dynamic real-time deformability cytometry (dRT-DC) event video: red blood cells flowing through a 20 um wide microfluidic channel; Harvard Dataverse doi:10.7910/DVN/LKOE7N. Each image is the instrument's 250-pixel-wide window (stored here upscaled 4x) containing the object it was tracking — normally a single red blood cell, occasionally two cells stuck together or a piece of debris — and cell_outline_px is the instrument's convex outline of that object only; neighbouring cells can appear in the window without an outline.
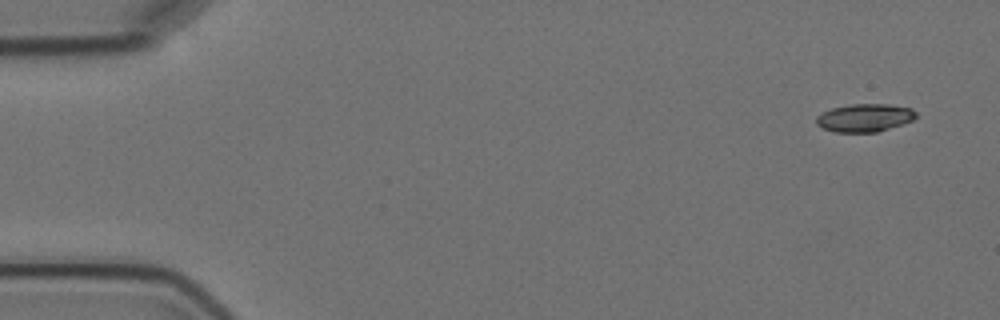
{"species": "Egyptian fruit bat (a non-hibernating species)", "species_latin": "Rousettus aegyptiacus", "temperature_condition": "cold", "stored_images_in_passage": 6, "camera_frame_rate_fps": 3000, "um_per_image_px": 0.085, "animal": {"sex": "female"}, "frame": {"image": 1, "passage_image": 1, "time_ms": 0.0, "image_size_px": [1000, 320], "cell_outline_px": [[916, 116], [912, 120], [876, 132], [836, 132], [824, 128], [816, 124], [816, 116], [832, 108], [852, 104], [888, 104], [912, 108], [916, 112]], "centroid_in_image_um": [73.49, 10.0], "position_along_channel_um": 11.5, "area_um2": 16.01}}
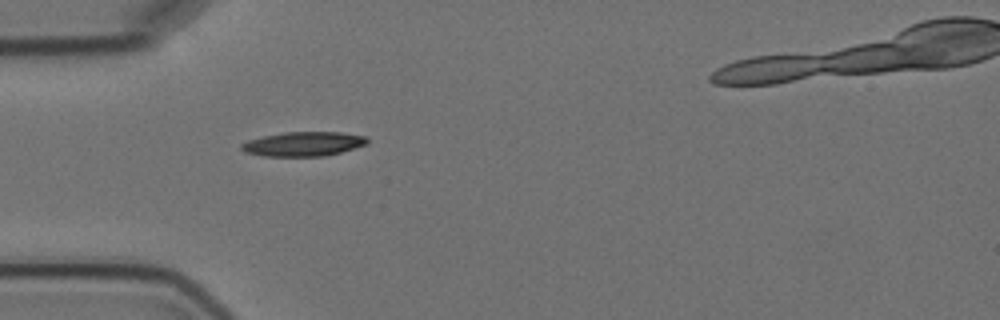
{"frame": {"image": 2, "passage_image": 5, "time_ms": 4.667, "image_size_px": [1000, 320], "cell_outline_px": [[368, 144], [340, 152], [324, 156], [264, 156], [244, 152], [240, 148], [240, 144], [248, 140], [264, 136], [288, 132], [340, 132], [368, 136]], "centroid_in_image_um": [25.8, 12.23], "position_along_channel_um": 59.2, "area_um2": 17.86}}